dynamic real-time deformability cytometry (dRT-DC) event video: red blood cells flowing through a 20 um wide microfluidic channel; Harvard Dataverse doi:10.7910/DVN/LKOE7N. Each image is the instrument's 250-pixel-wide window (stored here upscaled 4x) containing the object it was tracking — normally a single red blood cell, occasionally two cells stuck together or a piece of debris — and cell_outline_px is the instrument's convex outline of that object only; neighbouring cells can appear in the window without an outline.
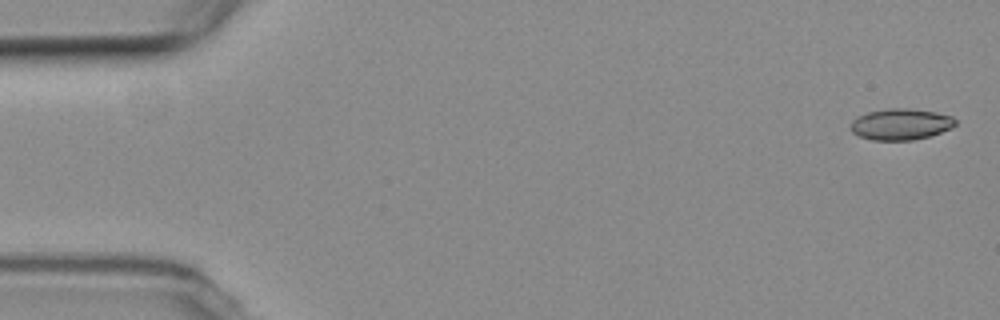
{"species": "common noctule bat (a hibernating species)", "species_latin": "Nyctalus noctula", "temperature_condition": "room temperature", "stored_images_in_passage": 4, "camera_frame_rate_fps": 3000, "um_per_image_px": 0.085, "animal": {"sex": "female", "body_mass_g": 19.3, "forearm_length_mm": 54.1}, "frame": {"image": 1, "passage_image": 1, "time_ms": 0.0, "image_size_px": [1000, 320], "cell_outline_px": [[956, 124], [952, 128], [928, 136], [912, 140], [872, 140], [860, 136], [852, 132], [848, 128], [852, 120], [856, 116], [868, 112], [888, 108], [908, 108], [936, 112], [952, 116], [956, 120]], "centroid_in_image_um": [76.53, 10.55], "position_along_channel_um": 8.5, "area_um2": 19.19}}
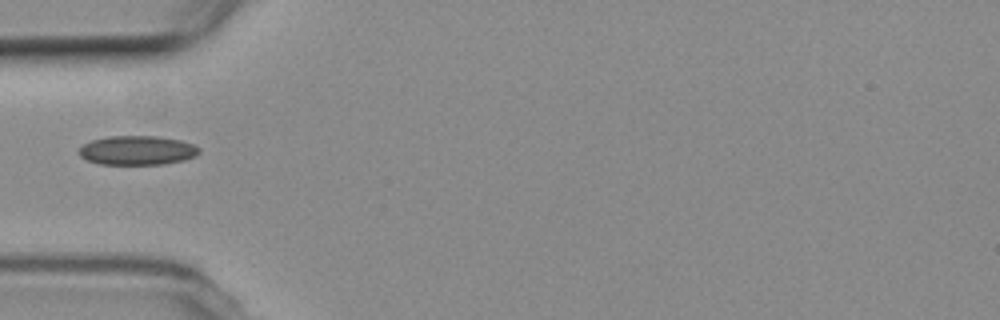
{"frame": {"image": 2, "passage_image": 4, "time_ms": 5.667, "image_size_px": [1000, 320], "cell_outline_px": [[200, 152], [196, 156], [184, 160], [164, 164], [100, 164], [88, 160], [80, 156], [80, 148], [84, 144], [92, 140], [108, 136], [160, 136], [180, 140], [192, 144], [200, 148]], "centroid_in_image_um": [11.7, 12.77], "position_along_channel_um": 73.3, "area_um2": 20.4}}